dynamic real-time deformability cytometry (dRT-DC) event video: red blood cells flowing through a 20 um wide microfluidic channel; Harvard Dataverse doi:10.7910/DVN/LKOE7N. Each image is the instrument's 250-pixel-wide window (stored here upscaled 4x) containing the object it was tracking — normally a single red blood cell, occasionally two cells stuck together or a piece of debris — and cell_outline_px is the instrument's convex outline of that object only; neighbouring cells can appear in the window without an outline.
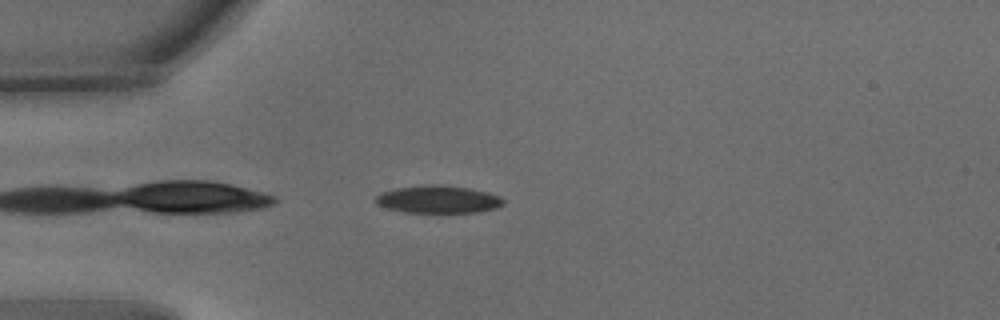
{"species": "common noctule bat (a hibernating species)", "species_latin": "Nyctalus noctula", "temperature_condition": "warm", "stored_images_in_passage": 34, "camera_frame_rate_fps": 3000, "um_per_image_px": 0.085, "animal": {"sex": "male", "body_mass_g": 15.6}, "frame": {"image": 1, "passage_image": 1, "time_ms": 0.0, "image_size_px": [1000, 320], "cell_outline_px": [[504, 204], [496, 208], [476, 212], [404, 212], [388, 208], [376, 204], [376, 196], [380, 192], [396, 188], [424, 184], [432, 184], [468, 188], [484, 192], [496, 196], [504, 200]], "centroid_in_image_um": [37.18, 16.94], "position_along_channel_um": 47.8, "area_um2": 20.23}}
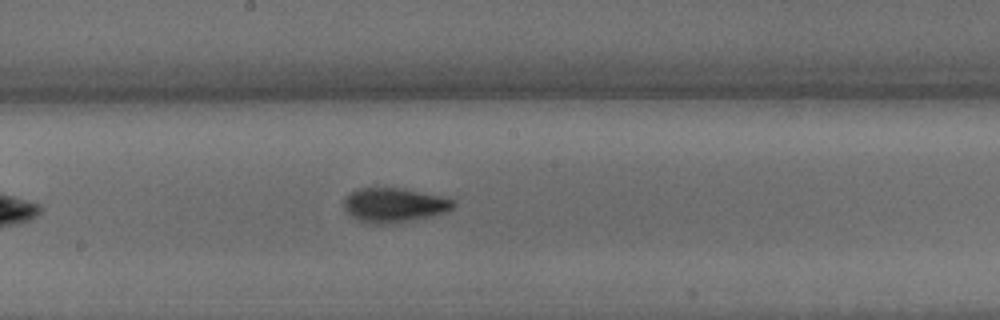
{"frame": {"image": 2, "passage_image": 16, "time_ms": 5.0, "image_size_px": [1000, 320], "cell_outline_px": [[456, 204], [452, 208], [444, 212], [396, 224], [372, 224], [360, 220], [352, 216], [344, 208], [344, 200], [352, 192], [360, 188], [400, 188], [440, 196], [452, 200]], "centroid_in_image_um": [33.48, 17.44], "position_along_channel_um": 214.7, "area_um2": 21.5}}
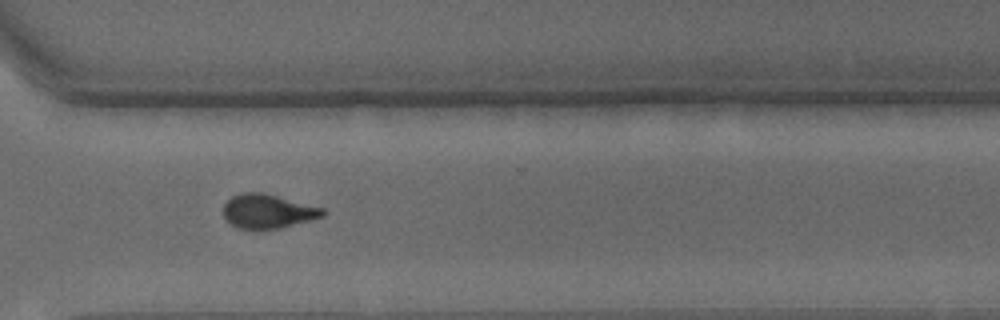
{"frame": {"image": 3, "passage_image": 27, "time_ms": 8.667, "image_size_px": [1000, 320], "cell_outline_px": [[324, 216], [280, 228], [256, 232], [236, 228], [224, 216], [224, 204], [232, 196], [244, 192], [264, 192], [324, 208]], "centroid_in_image_um": [22.74, 17.98], "position_along_channel_um": 347.9, "area_um2": 20.11}, "authors_computed_cell_mechanics": {"area_um2": 20.3745, "velocity_mm_per_s": 3.6376, "shape_relaxation_time_tau1_ms": 4.7712, "shape_relaxation_time_tau2_ms": 2.8354, "deformation_change_tau1": 0.1635, "deformation_change_tau2": 0.0885}}